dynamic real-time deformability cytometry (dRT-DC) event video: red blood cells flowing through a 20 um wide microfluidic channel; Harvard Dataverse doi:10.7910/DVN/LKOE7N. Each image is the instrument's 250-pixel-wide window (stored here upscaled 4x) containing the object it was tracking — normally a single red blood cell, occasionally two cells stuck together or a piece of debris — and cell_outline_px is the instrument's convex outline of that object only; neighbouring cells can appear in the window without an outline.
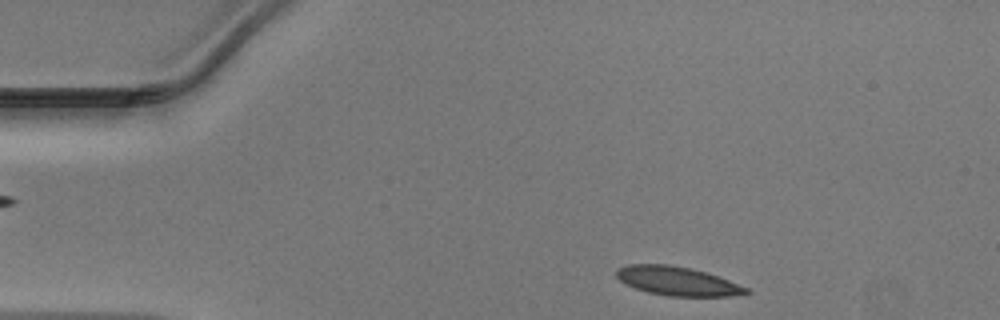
{"species": "Egyptian fruit bat (a non-hibernating species)", "species_latin": "Rousettus aegyptiacus", "temperature_condition": "warm", "stored_images_in_passage": 33, "camera_frame_rate_fps": 3000, "um_per_image_px": 0.085, "animal": {"sex": "male"}, "frame": {"image": 1, "passage_image": 1, "time_ms": 0.0, "image_size_px": [1000, 320], "cell_outline_px": [[752, 292], [728, 296], [668, 296], [648, 292], [624, 284], [616, 276], [616, 268], [628, 264], [668, 264], [688, 268], [704, 272], [728, 280], [748, 288]], "centroid_in_image_um": [57.52, 23.89], "position_along_channel_um": 27.5, "area_um2": 21.62}}
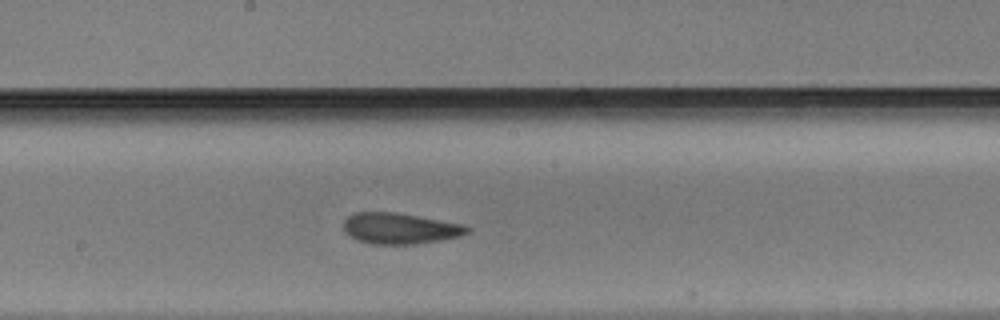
{"frame": {"image": 2, "passage_image": 19, "time_ms": 6.0, "image_size_px": [1000, 320], "cell_outline_px": [[472, 228], [468, 232], [460, 236], [440, 240], [416, 244], [372, 244], [356, 240], [344, 232], [344, 220], [352, 212], [396, 212], [464, 224]], "centroid_in_image_um": [33.98, 19.41], "position_along_channel_um": 214.2, "area_um2": 22.48}}
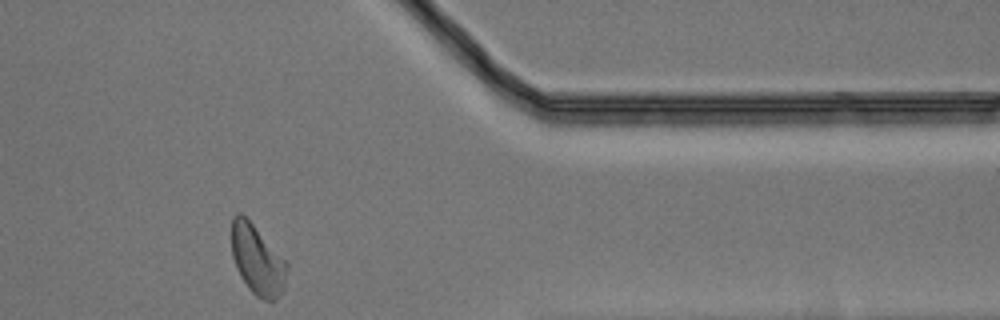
{"frame": {"image": 3, "passage_image": 33, "time_ms": 10.667, "image_size_px": [1000, 320], "cell_outline_px": [[288, 268], [284, 292], [276, 300], [264, 300], [256, 296], [248, 288], [240, 276], [236, 268], [232, 256], [232, 216], [236, 212], [240, 212], [252, 224], [288, 264]], "centroid_in_image_um": [21.88, 22.14], "position_along_channel_um": 389.5, "area_um2": 22.37}}